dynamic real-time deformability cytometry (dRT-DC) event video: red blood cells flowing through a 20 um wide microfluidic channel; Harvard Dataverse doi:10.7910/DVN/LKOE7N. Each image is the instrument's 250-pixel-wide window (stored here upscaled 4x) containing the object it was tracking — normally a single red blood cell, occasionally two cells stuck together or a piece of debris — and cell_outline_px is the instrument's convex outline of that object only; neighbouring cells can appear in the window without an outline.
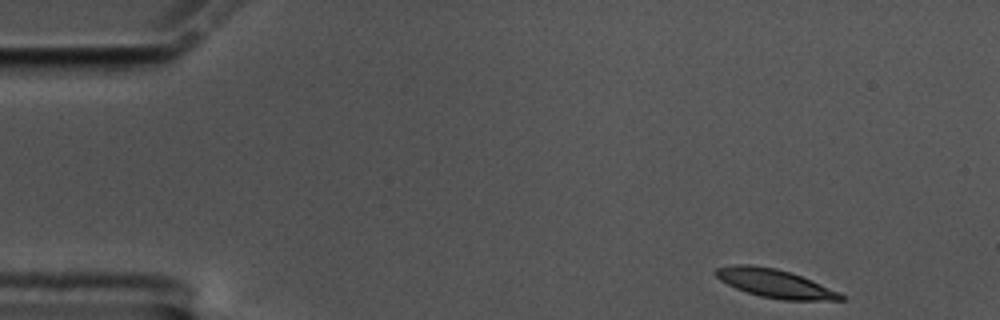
{"species": "common noctule bat (a hibernating species)", "species_latin": "Nyctalus noctula", "temperature_condition": "cold", "stored_images_in_passage": 54, "camera_frame_rate_fps": 3000, "um_per_image_px": 0.085, "animal": {"sex": "male", "body_mass_g": 17.5, "forearm_length_mm": 52.3}, "frame": {"image": 1, "passage_image": 1, "time_ms": 0.0, "image_size_px": [1000, 320], "cell_outline_px": [[844, 300], [784, 300], [760, 296], [736, 288], [720, 280], [712, 272], [716, 268], [736, 264], [752, 264], [776, 268], [792, 272], [812, 280], [840, 292], [844, 296]], "centroid_in_image_um": [65.87, 24.07], "position_along_channel_um": 19.1, "area_um2": 20.81}}
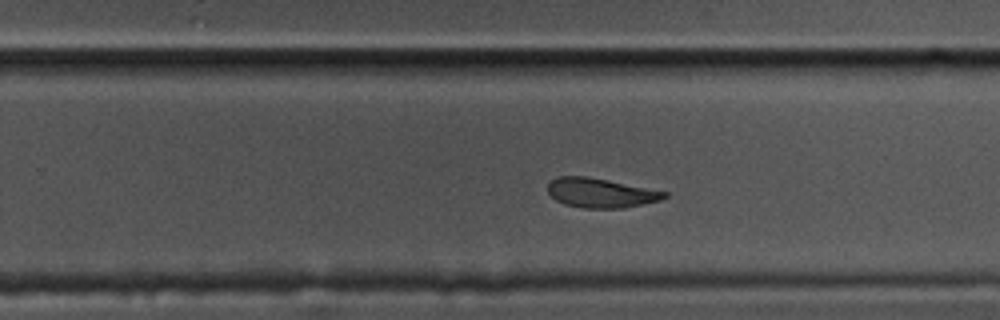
{"frame": {"image": 2, "passage_image": 32, "time_ms": 10.333, "image_size_px": [1000, 320], "cell_outline_px": [[668, 196], [660, 200], [624, 208], [584, 208], [564, 204], [556, 200], [548, 192], [548, 184], [556, 176], [588, 176], [668, 192]], "centroid_in_image_um": [51.05, 16.39], "position_along_channel_um": 278.8, "area_um2": 19.94}}
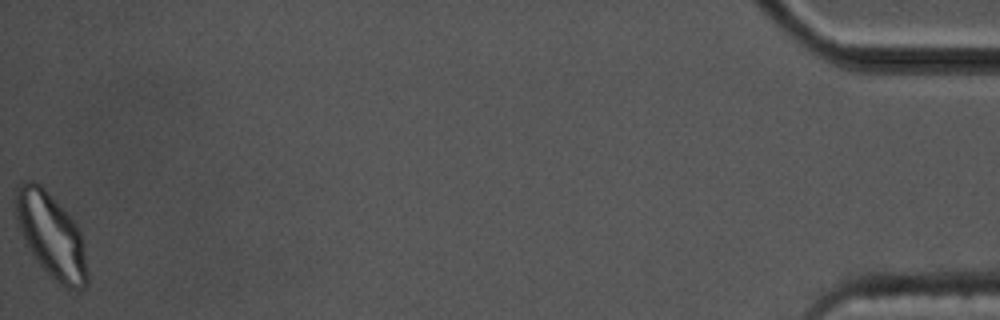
{"frame": {"image": 3, "passage_image": 54, "time_ms": 17.667, "image_size_px": [1000, 320], "cell_outline_px": [[88, 284], [84, 288], [68, 288], [52, 280], [36, 260], [28, 248], [20, 228], [12, 204], [16, 188], [24, 180], [32, 180], [40, 184], [44, 188], [76, 224], [80, 232], [84, 244], [88, 272]], "centroid_in_image_um": [4.33, 20.01], "position_along_channel_um": 430.9, "area_um2": 35.37}, "authors_computed_cell_mechanics": {"area_um2": 21.4438, "velocity_mm_per_s": 3.4058, "shape_relaxation_time_tau1_ms": 5.255, "shape_relaxation_time_tau2_ms": 9.5324, "deformation_change_tau1": 0.178, "deformation_change_tau2": 0.1496}}